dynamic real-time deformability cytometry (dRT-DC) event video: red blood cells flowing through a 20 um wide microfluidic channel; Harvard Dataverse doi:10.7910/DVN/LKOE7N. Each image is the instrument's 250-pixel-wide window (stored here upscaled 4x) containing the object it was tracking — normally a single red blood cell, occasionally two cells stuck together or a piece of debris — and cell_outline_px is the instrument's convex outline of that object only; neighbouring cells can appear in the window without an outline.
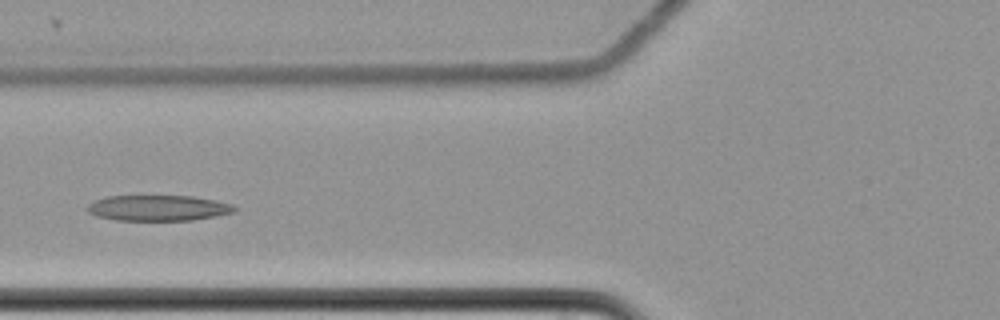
{"species": "common noctule bat (a hibernating species)", "species_latin": "Nyctalus noctula", "temperature_condition": "cold", "stored_images_in_passage": 8, "camera_frame_rate_fps": 3000, "um_per_image_px": 0.085, "animal": {"sex": "female", "body_mass_g": 22.7, "forearm_length_mm": 54.2}, "frame": {"image": 1, "passage_image": 6, "time_ms": 1.667, "image_size_px": [1000, 320], "cell_outline_px": [[240, 208], [236, 212], [216, 216], [192, 220], [116, 220], [96, 216], [88, 212], [88, 204], [92, 200], [104, 196], [192, 196], [216, 200], [232, 204]], "centroid_in_image_um": [13.47, 17.67], "position_along_channel_um": 112.3, "area_um2": 22.25}}
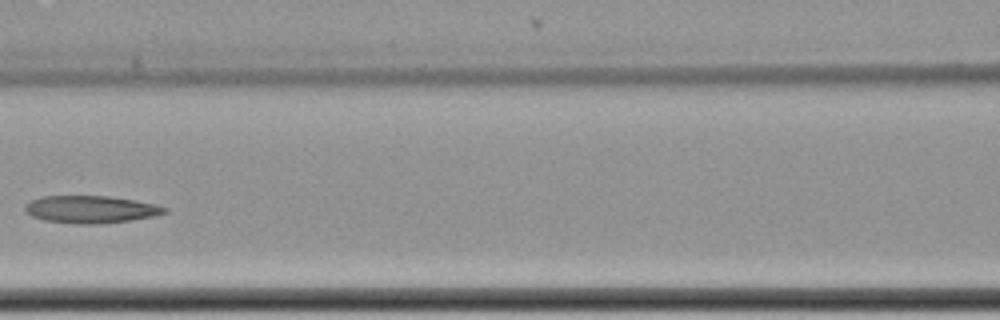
{"frame": {"image": 2, "passage_image": 7, "time_ms": 2.0, "image_size_px": [1000, 320], "cell_outline_px": [[168, 212], [152, 216], [128, 220], [96, 224], [80, 224], [44, 220], [32, 216], [24, 212], [24, 204], [40, 196], [108, 196], [136, 200], [156, 204], [168, 208]], "centroid_in_image_um": [7.69, 17.78], "position_along_channel_um": 158.9, "area_um2": 22.25}}
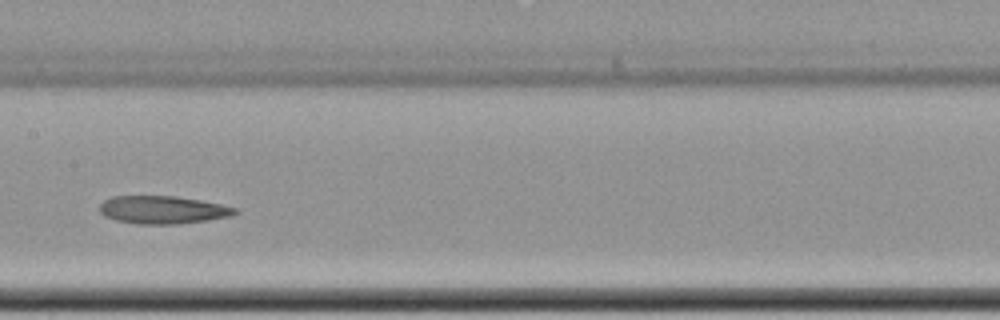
{"frame": {"image": 3, "passage_image": 8, "time_ms": 2.333, "image_size_px": [1000, 320], "cell_outline_px": [[240, 212], [228, 216], [204, 220], [176, 224], [136, 224], [116, 220], [104, 216], [100, 212], [100, 204], [104, 200], [112, 196], [176, 196], [200, 200], [240, 208]], "centroid_in_image_um": [13.82, 17.83], "position_along_channel_um": 193.6, "area_um2": 21.96}}